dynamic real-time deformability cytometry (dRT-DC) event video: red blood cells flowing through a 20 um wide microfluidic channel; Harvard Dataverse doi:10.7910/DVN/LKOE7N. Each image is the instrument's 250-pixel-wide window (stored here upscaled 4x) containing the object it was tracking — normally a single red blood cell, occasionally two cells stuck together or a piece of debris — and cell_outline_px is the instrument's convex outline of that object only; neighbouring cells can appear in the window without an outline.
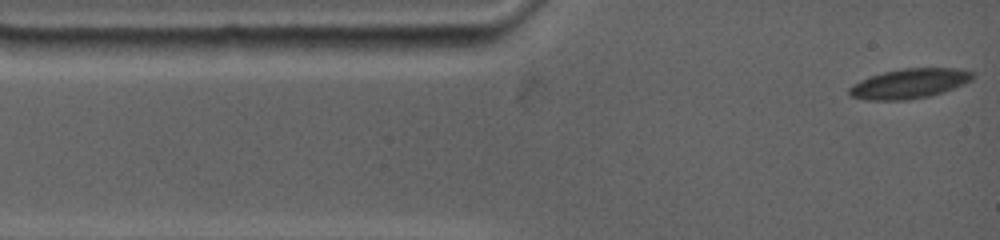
{"species": "common noctule bat (a hibernating species)", "species_latin": "Nyctalus noctula", "temperature_condition": "warm", "stored_images_in_passage": 76, "camera_frame_rate_fps": 4500, "um_per_image_px": 0.085, "animal": {"sex": "female", "body_mass_g": 19.0, "forearm_length_mm": 53.3}, "frame": {"image": 1, "passage_image": 1, "time_ms": 0.0, "image_size_px": [1000, 240], "cell_outline_px": [[972, 80], [940, 92], [928, 96], [900, 100], [872, 100], [852, 96], [848, 92], [848, 88], [872, 76], [884, 72], [904, 68], [948, 68], [972, 72]], "centroid_in_image_um": [77.28, 7.1], "position_along_channel_um": 7.7, "area_um2": 20.46}}
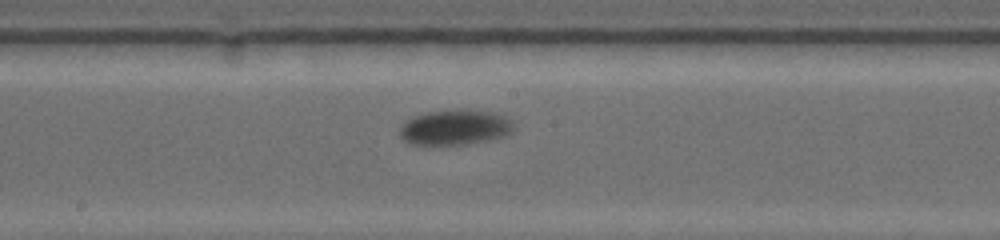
{"frame": {"image": 2, "passage_image": 33, "time_ms": 7.111, "image_size_px": [1000, 240], "cell_outline_px": [[512, 128], [504, 136], [488, 140], [464, 144], [408, 144], [400, 136], [400, 128], [408, 120], [416, 116], [428, 112], [460, 108], [492, 112], [508, 120]], "centroid_in_image_um": [38.61, 10.82], "position_along_channel_um": 209.6, "area_um2": 22.83}}
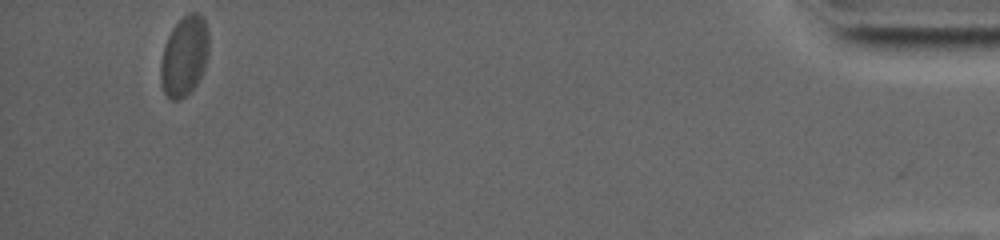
{"frame": {"image": 3, "passage_image": 76, "time_ms": 16.667, "image_size_px": [1000, 240], "cell_outline_px": [[208, 56], [204, 68], [196, 84], [180, 100], [172, 100], [164, 92], [160, 84], [160, 60], [164, 44], [172, 28], [188, 12], [196, 12], [204, 20], [208, 28]], "centroid_in_image_um": [15.64, 4.76], "position_along_channel_um": 419.6, "area_um2": 22.48}}